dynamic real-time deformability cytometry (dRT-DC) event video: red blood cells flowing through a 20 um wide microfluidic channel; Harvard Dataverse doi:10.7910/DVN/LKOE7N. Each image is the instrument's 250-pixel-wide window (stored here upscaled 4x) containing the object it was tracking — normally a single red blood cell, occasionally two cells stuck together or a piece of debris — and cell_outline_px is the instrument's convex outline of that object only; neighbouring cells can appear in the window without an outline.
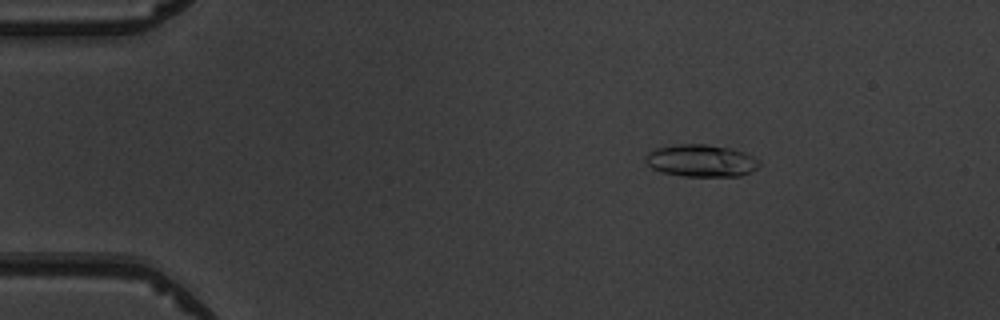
{"species": "common noctule bat (a hibernating species)", "species_latin": "Nyctalus noctula", "temperature_condition": "warm", "stored_images_in_passage": 5, "camera_frame_rate_fps": 3000, "um_per_image_px": 0.085, "animal": {"sex": "male", "body_mass_g": 19.5, "forearm_length_mm": 54.6}, "frame": {"image": 1, "passage_image": 3, "time_ms": 2.0, "image_size_px": [1000, 320], "cell_outline_px": [[760, 164], [752, 172], [740, 176], [684, 176], [660, 172], [652, 168], [644, 160], [644, 156], [648, 152], [656, 148], [680, 144], [704, 144], [732, 148], [744, 152], [752, 156]], "centroid_in_image_um": [59.57, 13.66], "position_along_channel_um": 25.4, "area_um2": 21.39}}